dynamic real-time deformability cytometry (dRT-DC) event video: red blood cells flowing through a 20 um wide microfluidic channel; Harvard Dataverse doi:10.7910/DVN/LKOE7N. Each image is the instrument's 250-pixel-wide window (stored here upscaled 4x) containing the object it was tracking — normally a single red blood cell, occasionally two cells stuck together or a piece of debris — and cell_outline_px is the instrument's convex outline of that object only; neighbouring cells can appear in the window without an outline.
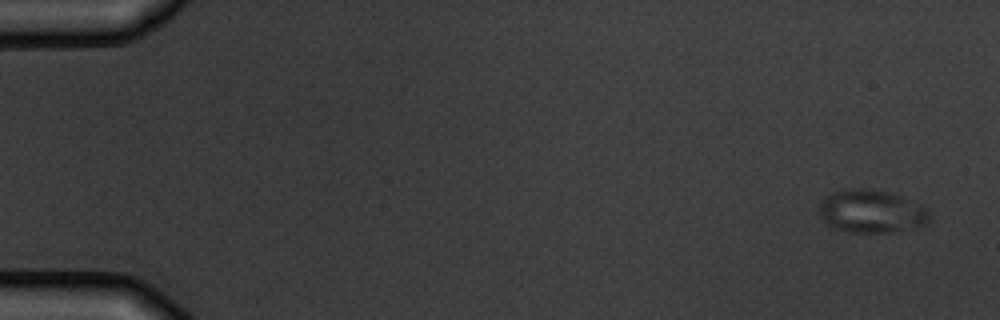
{"species": "common noctule bat (a hibernating species)", "species_latin": "Nyctalus noctula", "temperature_condition": "warm", "stored_images_in_passage": 6, "camera_frame_rate_fps": 3000, "um_per_image_px": 0.085, "animal": {"sex": "male", "body_mass_g": 19.5, "forearm_length_mm": 54.6}, "frame": {"image": 1, "passage_image": 1, "time_ms": 0.0, "image_size_px": [1000, 320], "cell_outline_px": [[928, 220], [920, 228], [892, 232], [848, 232], [836, 228], [820, 220], [820, 204], [824, 196], [844, 188], [864, 188], [888, 192], [900, 196], [920, 204], [928, 208]], "centroid_in_image_um": [74.06, 17.97], "position_along_channel_um": 10.9, "area_um2": 27.8}}